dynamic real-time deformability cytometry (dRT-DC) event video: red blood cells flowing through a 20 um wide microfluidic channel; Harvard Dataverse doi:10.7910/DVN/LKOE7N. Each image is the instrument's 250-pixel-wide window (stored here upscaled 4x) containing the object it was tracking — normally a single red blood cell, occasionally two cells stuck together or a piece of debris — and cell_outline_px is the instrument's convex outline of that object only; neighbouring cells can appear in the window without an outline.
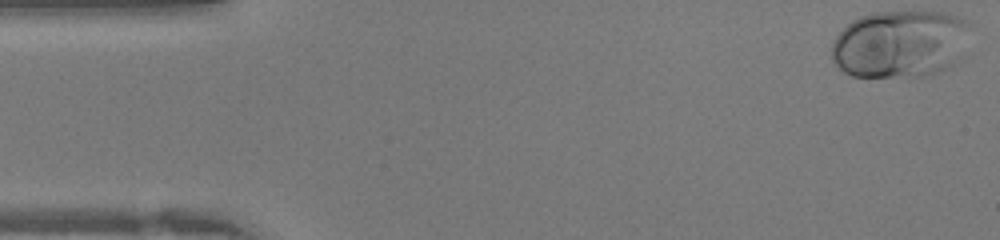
{"species": "human", "species_latin": "Homo sapiens", "temperature_condition": "warm", "stored_images_in_passage": 41, "camera_frame_rate_fps": 3000, "um_per_image_px": 0.085, "donor": {"sex": "female"}, "frame": {"image": 1, "passage_image": 1, "time_ms": 0.0, "image_size_px": [1000, 240], "cell_outline_px": [[972, 24], [964, 56], [956, 64], [940, 72], [924, 76], [852, 76], [844, 72], [832, 60], [832, 40], [852, 20], [860, 16], [872, 12], [940, 12], [956, 16], [968, 20]], "centroid_in_image_um": [76.58, 3.73], "position_along_channel_um": 8.4, "area_um2": 55.43}}
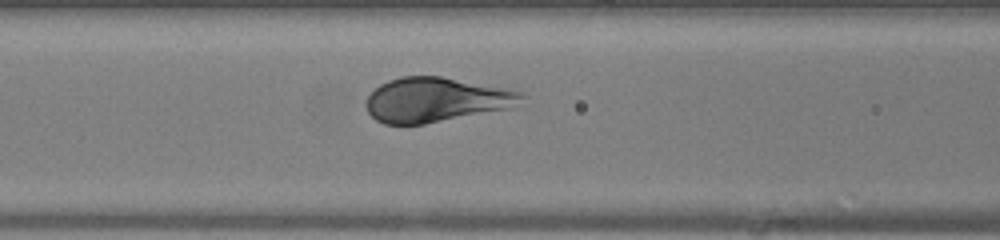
{"frame": {"image": 2, "passage_image": 16, "time_ms": 5.0, "image_size_px": [1000, 240], "cell_outline_px": [[528, 96], [512, 108], [424, 124], [384, 124], [376, 120], [368, 112], [364, 104], [368, 96], [380, 84], [388, 80], [400, 76], [440, 76], [508, 88], [524, 92]], "centroid_in_image_um": [37.09, 8.47], "position_along_channel_um": 129.5, "area_um2": 40.69}}
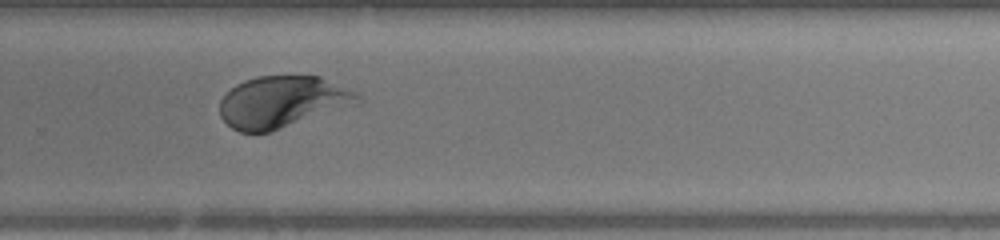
{"frame": {"image": 3, "passage_image": 27, "time_ms": 8.667, "image_size_px": [1000, 240], "cell_outline_px": [[364, 100], [360, 104], [272, 132], [240, 132], [232, 128], [220, 116], [220, 100], [236, 84], [244, 80], [256, 76], [320, 76], [356, 92]], "centroid_in_image_um": [24.05, 8.67], "position_along_channel_um": 305.8, "area_um2": 41.91}}